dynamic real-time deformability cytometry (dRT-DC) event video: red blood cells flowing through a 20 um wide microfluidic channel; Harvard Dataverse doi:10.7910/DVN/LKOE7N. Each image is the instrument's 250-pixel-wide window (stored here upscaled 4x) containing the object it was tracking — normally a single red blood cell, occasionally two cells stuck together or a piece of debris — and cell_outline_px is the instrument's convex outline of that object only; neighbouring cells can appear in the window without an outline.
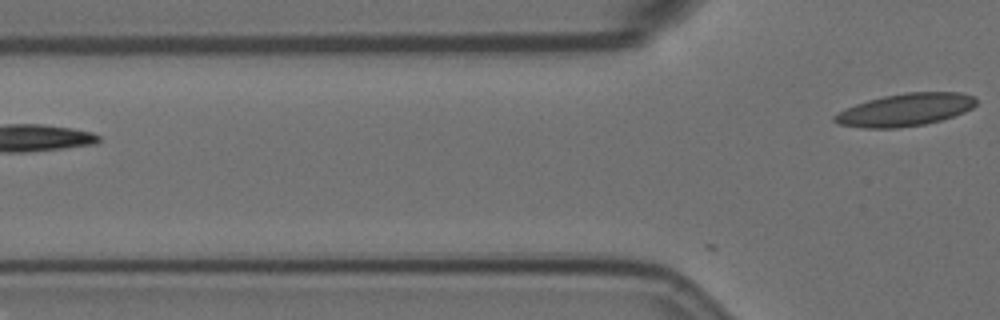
{"species": "Egyptian fruit bat (a non-hibernating species)", "species_latin": "Rousettus aegyptiacus", "temperature_condition": "room temperature", "stored_images_in_passage": 4, "camera_frame_rate_fps": 3000, "um_per_image_px": 0.085, "animal": {"sex": "female"}, "frame": {"image": 1, "passage_image": 4, "time_ms": 1.0, "image_size_px": [1000, 320], "cell_outline_px": [[976, 104], [972, 108], [964, 112], [940, 120], [924, 124], [896, 128], [864, 128], [840, 124], [832, 120], [832, 116], [856, 104], [868, 100], [884, 96], [904, 92], [960, 92], [976, 96]], "centroid_in_image_um": [76.97, 9.32], "position_along_channel_um": 48.8, "area_um2": 26.7}}